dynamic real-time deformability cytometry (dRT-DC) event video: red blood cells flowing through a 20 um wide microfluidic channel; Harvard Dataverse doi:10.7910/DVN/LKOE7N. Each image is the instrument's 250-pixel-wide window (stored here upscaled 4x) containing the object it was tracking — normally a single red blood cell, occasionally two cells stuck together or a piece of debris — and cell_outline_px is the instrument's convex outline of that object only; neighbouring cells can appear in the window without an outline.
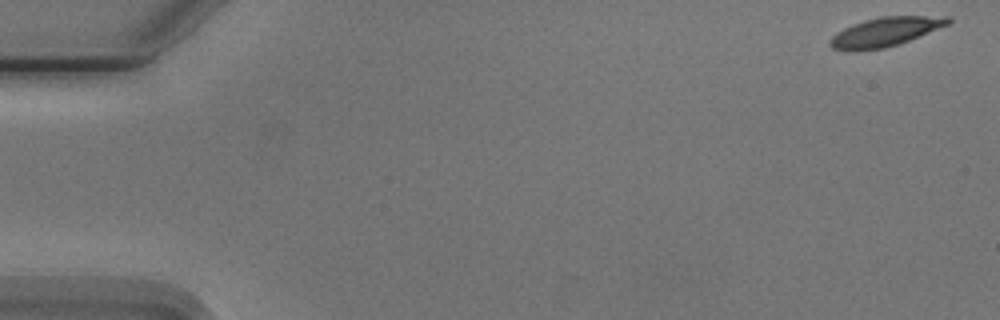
{"species": "Egyptian fruit bat (a non-hibernating species)", "species_latin": "Rousettus aegyptiacus", "temperature_condition": "cold", "stored_images_in_passage": 6, "camera_frame_rate_fps": 3000, "um_per_image_px": 0.085, "animal": {"sex": "male"}, "frame": {"image": 1, "passage_image": 1, "time_ms": 0.0, "image_size_px": [1000, 320], "cell_outline_px": [[952, 20], [948, 24], [908, 40], [884, 48], [856, 52], [848, 52], [832, 48], [828, 44], [828, 40], [836, 32], [852, 24], [864, 20], [880, 16], [948, 16]], "centroid_in_image_um": [75.15, 2.72], "position_along_channel_um": 9.9, "area_um2": 20.06}}
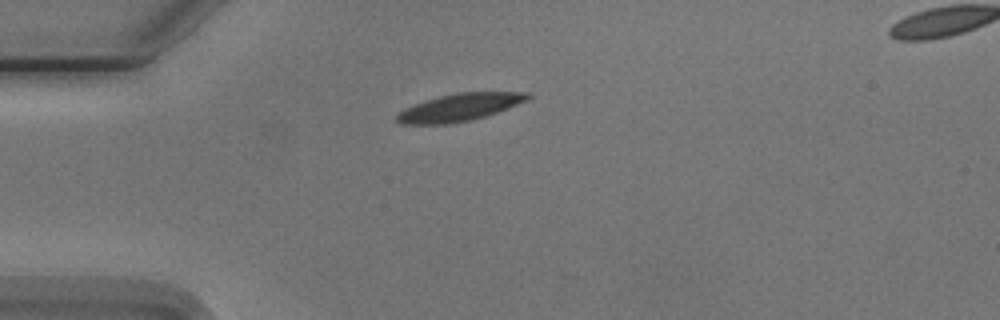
{"frame": {"image": 2, "passage_image": 4, "time_ms": 4.333, "image_size_px": [1000, 320], "cell_outline_px": [[532, 96], [528, 100], [508, 108], [484, 116], [468, 120], [448, 124], [400, 124], [396, 120], [396, 116], [404, 108], [424, 100], [456, 92], [528, 92]], "centroid_in_image_um": [39.05, 9.11], "position_along_channel_um": 45.9, "area_um2": 20.81}}
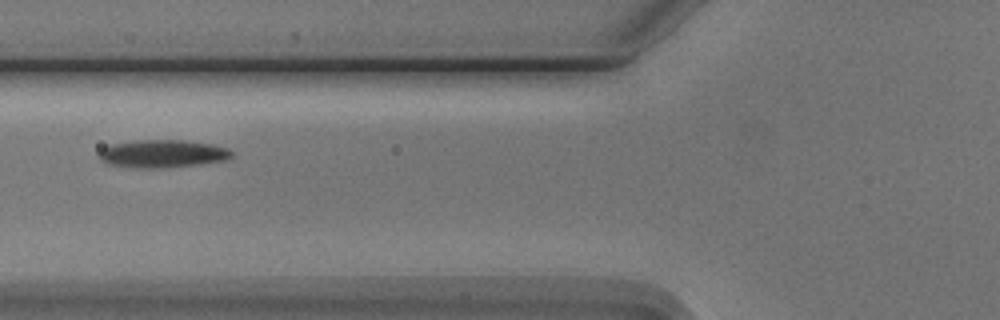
{"frame": {"image": 3, "passage_image": 6, "time_ms": 6.667, "image_size_px": [1000, 320], "cell_outline_px": [[232, 156], [228, 160], [200, 164], [168, 168], [136, 168], [104, 164], [96, 156], [100, 148], [108, 144], [136, 140], [184, 140], [212, 144], [228, 148], [232, 152]], "centroid_in_image_um": [13.74, 13.07], "position_along_channel_um": 112.1, "area_um2": 22.14}}